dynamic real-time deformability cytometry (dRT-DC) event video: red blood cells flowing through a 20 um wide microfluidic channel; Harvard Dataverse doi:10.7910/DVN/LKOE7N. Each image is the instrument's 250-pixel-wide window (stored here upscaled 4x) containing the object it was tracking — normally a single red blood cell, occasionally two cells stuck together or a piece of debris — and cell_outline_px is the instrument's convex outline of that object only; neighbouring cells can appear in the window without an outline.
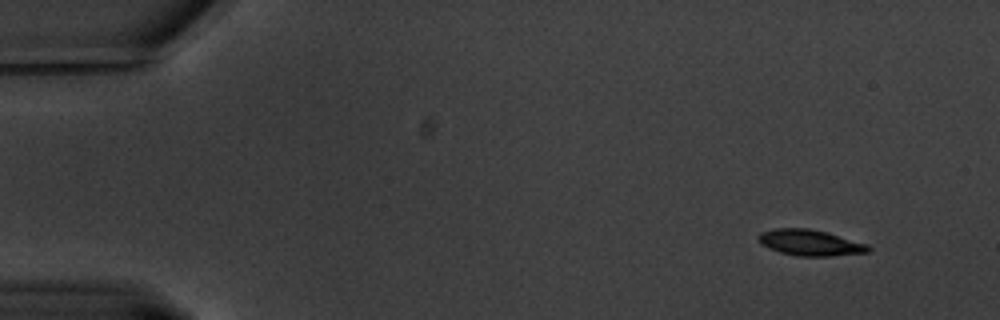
{"species": "common noctule bat (a hibernating species)", "species_latin": "Nyctalus noctula", "temperature_condition": "warm", "stored_images_in_passage": 58, "camera_frame_rate_fps": 3000, "um_per_image_px": 0.085, "animal": {"sex": "male", "body_mass_g": 20.1, "forearm_length_mm": 53.5}, "frame": {"image": 1, "passage_image": 1, "time_ms": 0.0, "image_size_px": [1000, 320], "cell_outline_px": [[872, 248], [868, 252], [832, 256], [800, 256], [780, 252], [768, 248], [760, 244], [756, 236], [760, 232], [776, 228], [808, 228], [824, 232], [868, 244]], "centroid_in_image_um": [68.82, 20.63], "position_along_channel_um": 16.2, "area_um2": 16.59}}
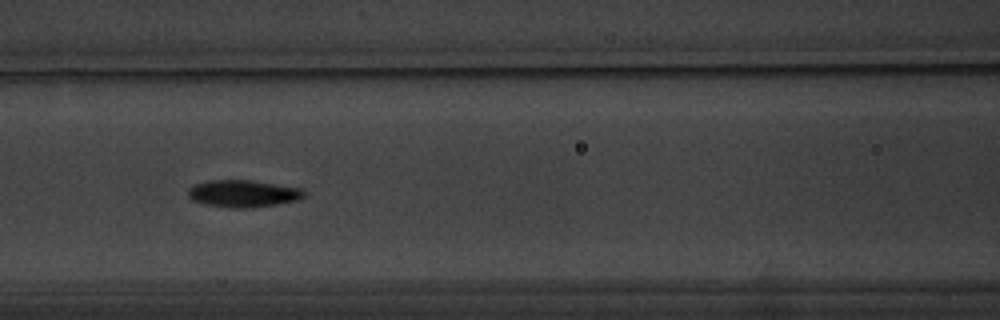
{"frame": {"image": 2, "passage_image": 23, "time_ms": 7.333, "image_size_px": [1000, 320], "cell_outline_px": [[308, 192], [300, 200], [252, 208], [232, 208], [208, 204], [192, 200], [188, 196], [188, 188], [196, 184], [208, 180], [252, 180], [300, 188]], "centroid_in_image_um": [20.7, 16.45], "position_along_channel_um": 145.9, "area_um2": 18.38}}
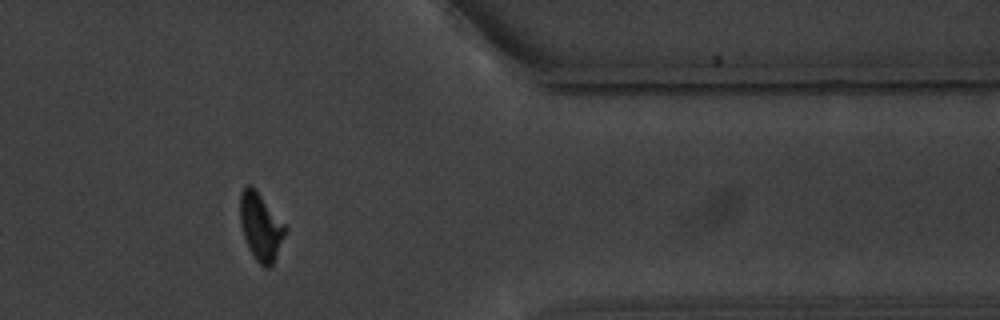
{"frame": {"image": 3, "passage_image": 47, "time_ms": 15.333, "image_size_px": [1000, 320], "cell_outline_px": [[288, 228], [272, 264], [268, 268], [264, 268], [252, 256], [248, 248], [240, 224], [240, 192], [248, 184], [252, 184], [256, 188]], "centroid_in_image_um": [22.15, 19.24], "position_along_channel_um": 389.3, "area_um2": 17.86}, "authors_computed_cell_mechanics": {"area_um2": 17.1666, "velocity_mm_per_s": 3.2631, "shape_relaxation_time_tau1_ms": 2.3132, "shape_relaxation_time_tau2_ms": 2.8723, "deformation_change_tau1": 0.1612, "deformation_change_tau2": 0.0671}}